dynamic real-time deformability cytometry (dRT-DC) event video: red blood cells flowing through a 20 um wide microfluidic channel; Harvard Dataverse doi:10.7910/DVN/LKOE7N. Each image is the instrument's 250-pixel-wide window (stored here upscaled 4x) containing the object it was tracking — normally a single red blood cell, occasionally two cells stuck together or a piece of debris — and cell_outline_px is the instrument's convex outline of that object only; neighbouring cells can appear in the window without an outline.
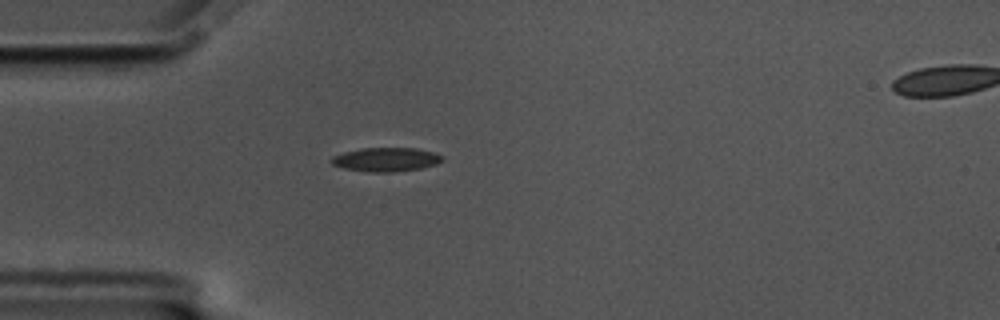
{"species": "common noctule bat (a hibernating species)", "species_latin": "Nyctalus noctula", "temperature_condition": "cold", "stored_images_in_passage": 43, "camera_frame_rate_fps": 3000, "um_per_image_px": 0.085, "animal": {"sex": "male", "body_mass_g": 17.5, "forearm_length_mm": 52.3}, "frame": {"image": 1, "passage_image": 1, "time_ms": 0.0, "image_size_px": [1000, 320], "cell_outline_px": [[444, 160], [436, 164], [420, 168], [396, 172], [372, 172], [344, 168], [332, 164], [328, 160], [332, 156], [344, 152], [360, 148], [416, 148], [432, 152], [444, 156]], "centroid_in_image_um": [32.8, 13.55], "position_along_channel_um": 52.2, "area_um2": 15.49}}
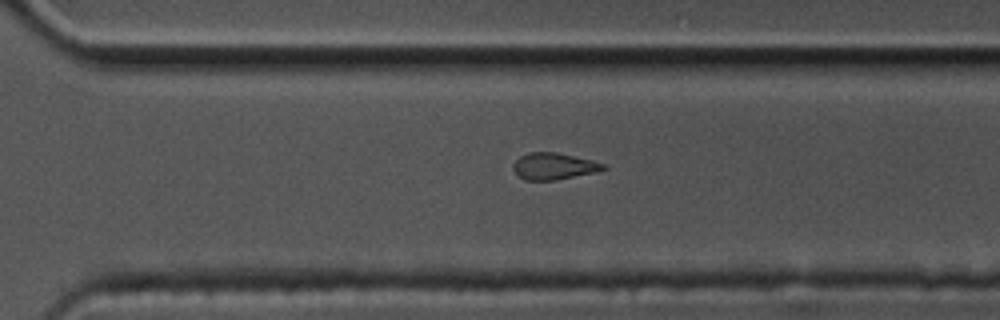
{"frame": {"image": 2, "passage_image": 25, "time_ms": 8.0, "image_size_px": [1000, 320], "cell_outline_px": [[608, 168], [600, 172], [556, 180], [524, 180], [512, 168], [512, 164], [520, 156], [528, 152], [556, 152], [592, 160], [604, 164]], "centroid_in_image_um": [47.1, 14.13], "position_along_channel_um": 323.5, "area_um2": 14.16}}
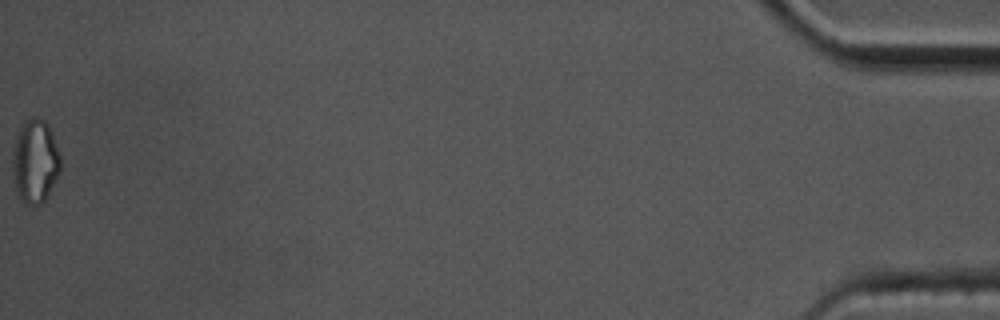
{"frame": {"image": 3, "passage_image": 43, "time_ms": 14.0, "image_size_px": [1000, 320], "cell_outline_px": [[60, 172], [48, 196], [40, 204], [28, 204], [20, 196], [16, 188], [12, 172], [12, 148], [20, 128], [32, 116], [36, 116], [44, 120], [48, 124], [60, 156]], "centroid_in_image_um": [2.98, 13.69], "position_along_channel_um": 432.2, "area_um2": 23.12}, "authors_computed_cell_mechanics": {"area_um2": 15.2014, "velocity_mm_per_s": 3.4951, "shape_relaxation_time_tau1_ms": null, "shape_relaxation_time_tau2_ms": 7.3792, "deformation_change_tau1": null, "deformation_change_tau2": 0.1366}}